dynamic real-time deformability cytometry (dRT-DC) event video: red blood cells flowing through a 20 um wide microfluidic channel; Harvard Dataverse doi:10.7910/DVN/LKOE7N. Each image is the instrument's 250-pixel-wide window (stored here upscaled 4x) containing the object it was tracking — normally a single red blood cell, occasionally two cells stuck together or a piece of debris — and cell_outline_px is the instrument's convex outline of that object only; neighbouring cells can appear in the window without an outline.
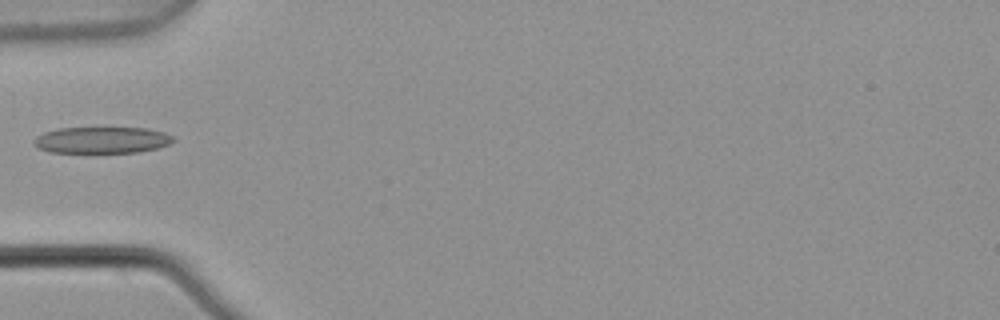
{"species": "common noctule bat (a hibernating species)", "species_latin": "Nyctalus noctula", "temperature_condition": "warm", "stored_images_in_passage": 1, "camera_frame_rate_fps": 3000, "um_per_image_px": 0.085, "animal": {"sex": "male", "body_mass_g": 21.5, "forearm_length_mm": 52.0}, "frame": {"image": 1, "passage_image": 1, "time_ms": 0.0, "image_size_px": [1000, 320], "cell_outline_px": [[176, 140], [168, 144], [156, 148], [136, 152], [48, 152], [36, 148], [32, 144], [32, 140], [36, 136], [44, 132], [60, 128], [148, 128], [164, 132], [176, 136]], "centroid_in_image_um": [8.64, 11.9], "position_along_channel_um": 76.4, "area_um2": 21.62}}